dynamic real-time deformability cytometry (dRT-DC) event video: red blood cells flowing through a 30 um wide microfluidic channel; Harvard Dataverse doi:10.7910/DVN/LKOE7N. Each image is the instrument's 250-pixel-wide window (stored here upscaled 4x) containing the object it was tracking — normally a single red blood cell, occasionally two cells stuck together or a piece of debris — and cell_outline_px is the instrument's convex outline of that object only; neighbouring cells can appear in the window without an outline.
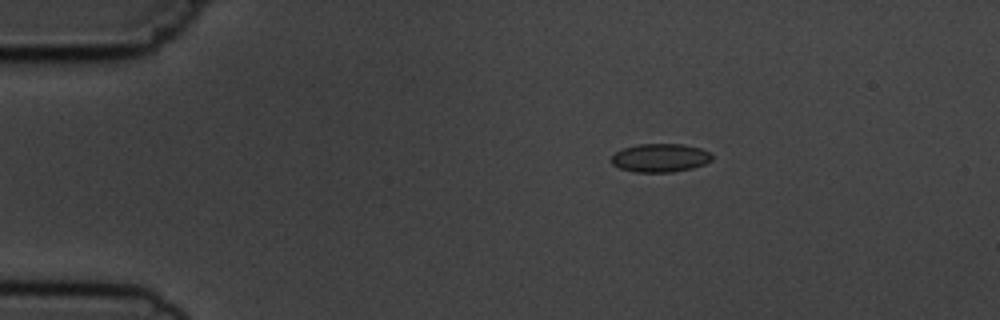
{"species": "common noctule bat (a hibernating species)", "species_latin": "Nyctalus noctula", "temperature_condition": "cold", "stored_images_in_passage": 5, "camera_frame_rate_fps": 3000, "um_per_image_px": 0.085, "animal": {"sex": "male", "body_mass_g": 19.5, "forearm_length_mm": 54.6}, "frame": {"image": 1, "passage_image": 2, "time_ms": 1.333, "image_size_px": [1000, 320], "cell_outline_px": [[712, 160], [704, 164], [692, 168], [672, 172], [636, 172], [620, 168], [612, 164], [612, 156], [616, 152], [624, 148], [636, 144], [684, 144], [700, 148], [708, 152], [712, 156]], "centroid_in_image_um": [56.12, 13.41], "position_along_channel_um": 28.9, "area_um2": 16.59}}
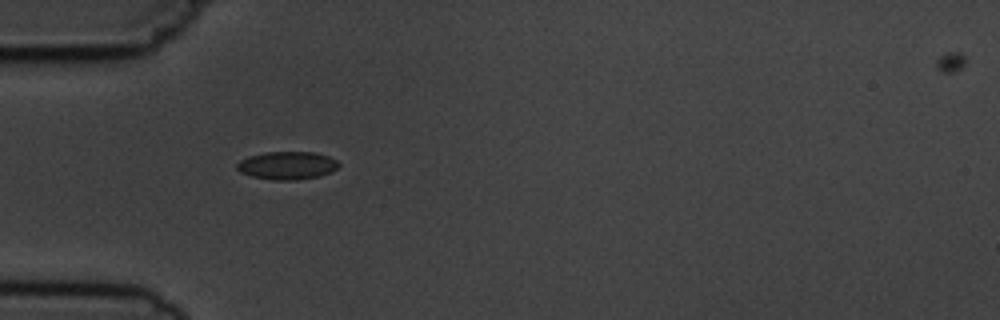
{"frame": {"image": 2, "passage_image": 4, "time_ms": 3.667, "image_size_px": [1000, 320], "cell_outline_px": [[340, 164], [332, 172], [320, 176], [296, 180], [272, 180], [252, 176], [240, 172], [236, 168], [236, 164], [240, 160], [248, 156], [264, 152], [312, 152], [328, 156], [336, 160]], "centroid_in_image_um": [24.39, 14.07], "position_along_channel_um": 60.6, "area_um2": 16.65}}
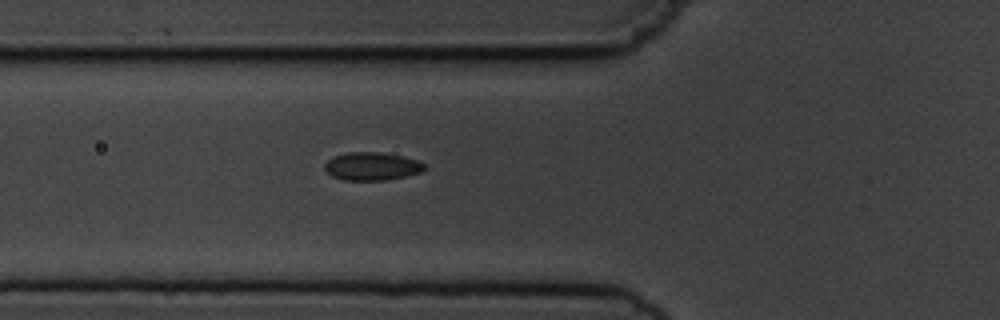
{"frame": {"image": 3, "passage_image": 5, "time_ms": 4.667, "image_size_px": [1000, 320], "cell_outline_px": [[424, 168], [420, 172], [388, 180], [344, 180], [332, 176], [324, 172], [324, 164], [332, 156], [348, 152], [380, 152], [400, 156], [416, 160], [424, 164]], "centroid_in_image_um": [31.53, 14.13], "position_along_channel_um": 94.3, "area_um2": 16.24}}